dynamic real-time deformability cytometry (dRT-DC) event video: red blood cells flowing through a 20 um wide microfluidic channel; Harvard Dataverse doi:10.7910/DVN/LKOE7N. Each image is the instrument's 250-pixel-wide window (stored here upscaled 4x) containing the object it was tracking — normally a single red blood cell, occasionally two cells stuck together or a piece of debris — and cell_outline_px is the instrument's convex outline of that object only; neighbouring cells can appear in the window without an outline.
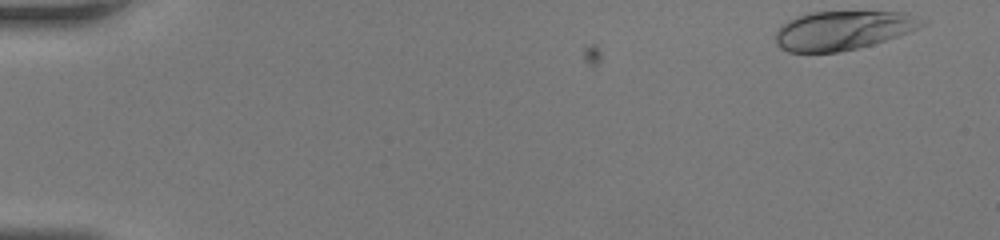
{"species": "human", "species_latin": "Homo sapiens", "temperature_condition": "room temperature", "stored_images_in_passage": 4, "camera_frame_rate_fps": 3000, "um_per_image_px": 0.085, "donor": {"sex": "female"}, "frame": {"image": 1, "passage_image": 1, "time_ms": 0.0, "image_size_px": [1000, 240], "cell_outline_px": [[928, 20], [920, 28], [900, 36], [872, 44], [840, 52], [788, 52], [780, 48], [776, 44], [776, 32], [788, 20], [796, 16], [808, 12], [908, 12]], "centroid_in_image_um": [71.7, 2.57], "position_along_channel_um": 13.3, "area_um2": 33.47}}